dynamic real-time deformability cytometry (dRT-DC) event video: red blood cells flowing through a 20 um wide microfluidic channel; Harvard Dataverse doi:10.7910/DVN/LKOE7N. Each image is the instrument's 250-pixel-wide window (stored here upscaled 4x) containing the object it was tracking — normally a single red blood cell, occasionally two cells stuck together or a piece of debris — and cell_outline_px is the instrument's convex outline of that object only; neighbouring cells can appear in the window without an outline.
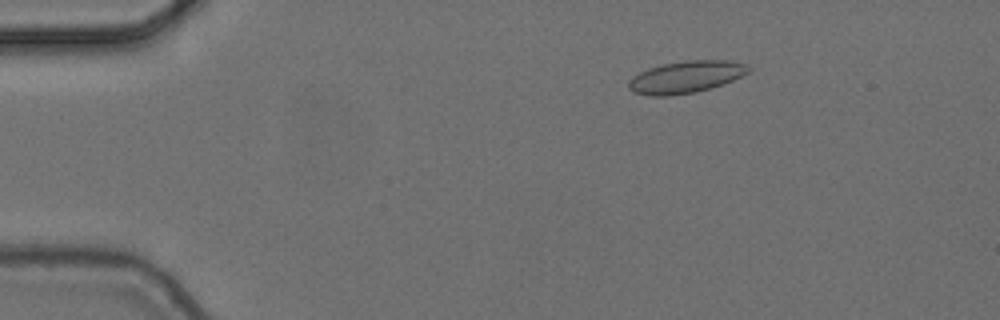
{"species": "common noctule bat (a hibernating species)", "species_latin": "Nyctalus noctula", "temperature_condition": "cold", "stored_images_in_passage": 5, "camera_frame_rate_fps": 3000, "um_per_image_px": 0.085, "animal": {"sex": "female", "body_mass_g": 24.6, "forearm_length_mm": 56.2}, "frame": {"image": 1, "passage_image": 2, "time_ms": 0.333, "image_size_px": [1000, 320], "cell_outline_px": [[752, 68], [748, 72], [732, 80], [696, 92], [668, 96], [648, 96], [632, 92], [628, 88], [628, 80], [632, 76], [648, 68], [664, 64], [684, 60], [728, 60], [744, 64]], "centroid_in_image_um": [58.23, 6.55], "position_along_channel_um": 26.8, "area_um2": 22.31}}
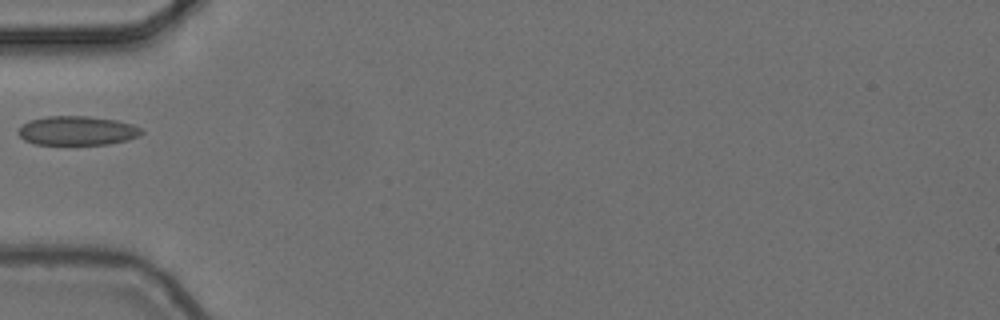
{"frame": {"image": 2, "passage_image": 4, "time_ms": 1.0, "image_size_px": [1000, 320], "cell_outline_px": [[144, 132], [140, 136], [128, 140], [108, 144], [36, 144], [24, 140], [16, 132], [28, 120], [48, 116], [88, 116], [116, 120], [132, 124], [140, 128]], "centroid_in_image_um": [6.57, 11.1], "position_along_channel_um": 78.4, "area_um2": 20.92}}
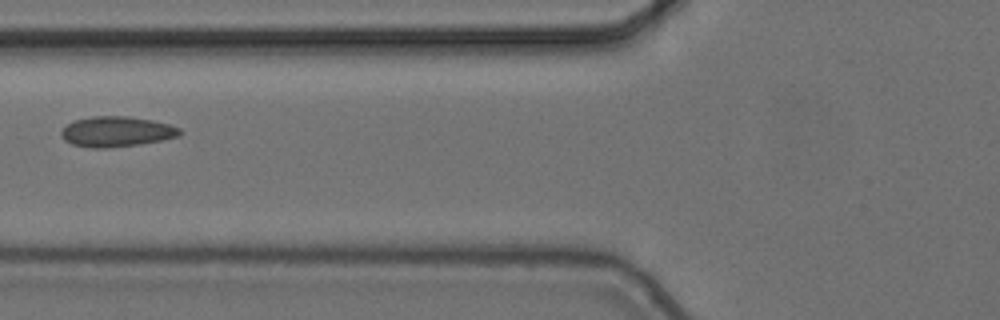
{"frame": {"image": 3, "passage_image": 5, "time_ms": 1.333, "image_size_px": [1000, 320], "cell_outline_px": [[180, 136], [140, 144], [108, 148], [92, 148], [72, 144], [64, 140], [60, 136], [60, 132], [68, 124], [76, 120], [92, 116], [128, 116], [152, 120], [168, 124], [180, 128]], "centroid_in_image_um": [9.89, 11.19], "position_along_channel_um": 115.9, "area_um2": 20.87}}